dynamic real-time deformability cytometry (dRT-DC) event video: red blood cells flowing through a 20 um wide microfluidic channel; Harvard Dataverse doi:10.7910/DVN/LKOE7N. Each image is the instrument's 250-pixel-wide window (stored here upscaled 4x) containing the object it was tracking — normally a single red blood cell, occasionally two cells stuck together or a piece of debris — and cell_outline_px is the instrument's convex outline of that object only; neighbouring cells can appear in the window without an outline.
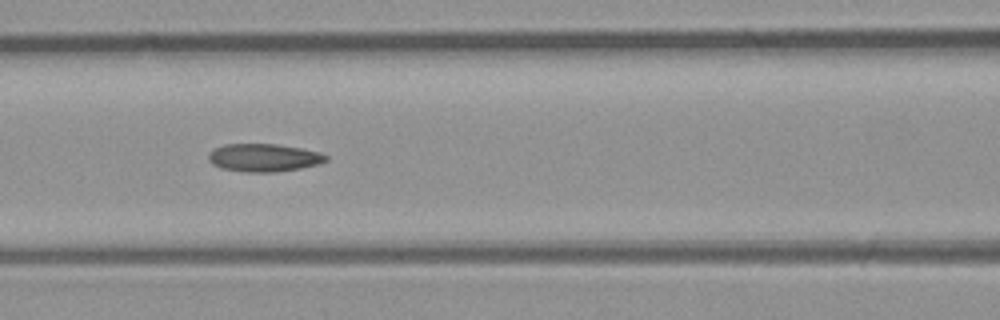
{"species": "common noctule bat (a hibernating species)", "species_latin": "Nyctalus noctula", "temperature_condition": "room temperature", "stored_images_in_passage": 7, "camera_frame_rate_fps": 3000, "um_per_image_px": 0.085, "animal": {"sex": "male", "body_mass_g": 23.1, "forearm_length_mm": 52.7}, "frame": {"image": 1, "passage_image": 6, "time_ms": 6.667, "image_size_px": [1000, 320], "cell_outline_px": [[328, 160], [320, 164], [300, 168], [276, 172], [248, 172], [220, 168], [212, 164], [208, 160], [208, 152], [224, 144], [276, 144], [300, 148], [320, 152], [328, 156]], "centroid_in_image_um": [22.42, 13.4], "position_along_channel_um": 144.2, "area_um2": 19.19}}
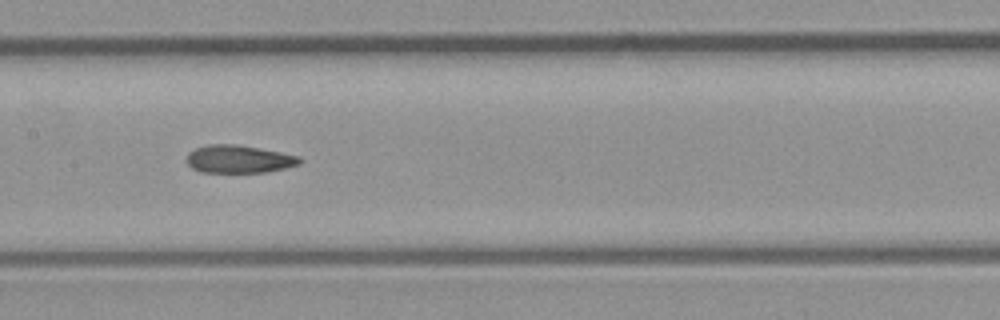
{"frame": {"image": 2, "passage_image": 7, "time_ms": 7.667, "image_size_px": [1000, 320], "cell_outline_px": [[304, 160], [300, 164], [284, 168], [264, 172], [200, 172], [192, 168], [184, 160], [188, 152], [196, 148], [208, 144], [236, 144], [260, 148], [300, 156]], "centroid_in_image_um": [20.28, 13.52], "position_along_channel_um": 187.1, "area_um2": 18.5}}